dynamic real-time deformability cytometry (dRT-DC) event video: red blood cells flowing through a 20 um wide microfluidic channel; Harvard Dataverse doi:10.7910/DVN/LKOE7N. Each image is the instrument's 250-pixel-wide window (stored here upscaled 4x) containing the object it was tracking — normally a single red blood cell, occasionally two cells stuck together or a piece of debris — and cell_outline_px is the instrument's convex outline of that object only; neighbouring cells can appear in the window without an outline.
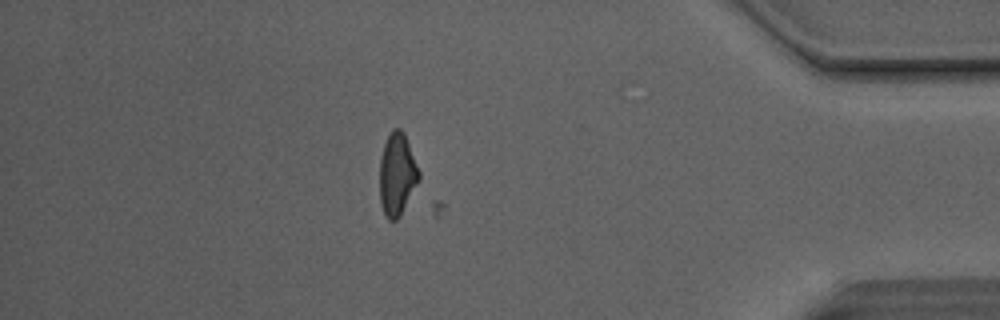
{"species": "Egyptian fruit bat (a non-hibernating species)", "species_latin": "Rousettus aegyptiacus", "temperature_condition": "room temperature", "stored_images_in_passage": 51, "camera_frame_rate_fps": 3000, "um_per_image_px": 0.085, "animal": {"sex": "male"}, "frame": {"image": 1, "passage_image": 45, "time_ms": 14.667, "image_size_px": [1000, 320], "cell_outline_px": [[420, 180], [400, 216], [396, 220], [388, 220], [384, 216], [380, 204], [380, 160], [384, 144], [392, 128], [400, 128], [404, 132], [420, 172]], "centroid_in_image_um": [33.75, 14.84], "position_along_channel_um": 401.4, "area_um2": 19.02}}